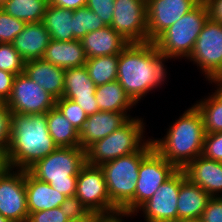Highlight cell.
Listing matches in <instances>:
<instances>
[{
    "mask_svg": "<svg viewBox=\"0 0 222 222\" xmlns=\"http://www.w3.org/2000/svg\"><path fill=\"white\" fill-rule=\"evenodd\" d=\"M167 60L154 42L129 43L119 54L117 81L137 104L149 91L164 84Z\"/></svg>",
    "mask_w": 222,
    "mask_h": 222,
    "instance_id": "obj_1",
    "label": "cell"
},
{
    "mask_svg": "<svg viewBox=\"0 0 222 222\" xmlns=\"http://www.w3.org/2000/svg\"><path fill=\"white\" fill-rule=\"evenodd\" d=\"M8 155L13 169L28 170L57 146L49 134L46 113L12 114Z\"/></svg>",
    "mask_w": 222,
    "mask_h": 222,
    "instance_id": "obj_2",
    "label": "cell"
},
{
    "mask_svg": "<svg viewBox=\"0 0 222 222\" xmlns=\"http://www.w3.org/2000/svg\"><path fill=\"white\" fill-rule=\"evenodd\" d=\"M162 139H152L154 149L177 169L202 155L205 129L201 112L195 105L185 110Z\"/></svg>",
    "mask_w": 222,
    "mask_h": 222,
    "instance_id": "obj_3",
    "label": "cell"
},
{
    "mask_svg": "<svg viewBox=\"0 0 222 222\" xmlns=\"http://www.w3.org/2000/svg\"><path fill=\"white\" fill-rule=\"evenodd\" d=\"M85 164L86 150L80 146L57 147L27 171L39 181L49 183L53 189L72 197L76 193L78 174Z\"/></svg>",
    "mask_w": 222,
    "mask_h": 222,
    "instance_id": "obj_4",
    "label": "cell"
},
{
    "mask_svg": "<svg viewBox=\"0 0 222 222\" xmlns=\"http://www.w3.org/2000/svg\"><path fill=\"white\" fill-rule=\"evenodd\" d=\"M154 148L152 139L137 152L100 165L107 185L110 201L118 211L134 214V196L139 166Z\"/></svg>",
    "mask_w": 222,
    "mask_h": 222,
    "instance_id": "obj_5",
    "label": "cell"
},
{
    "mask_svg": "<svg viewBox=\"0 0 222 222\" xmlns=\"http://www.w3.org/2000/svg\"><path fill=\"white\" fill-rule=\"evenodd\" d=\"M208 18V6L201 0L154 41L158 51L167 61L180 57L188 59Z\"/></svg>",
    "mask_w": 222,
    "mask_h": 222,
    "instance_id": "obj_6",
    "label": "cell"
},
{
    "mask_svg": "<svg viewBox=\"0 0 222 222\" xmlns=\"http://www.w3.org/2000/svg\"><path fill=\"white\" fill-rule=\"evenodd\" d=\"M144 126L141 118L132 117L122 127L90 145L86 149V163L100 166L139 151L149 141V138L143 139Z\"/></svg>",
    "mask_w": 222,
    "mask_h": 222,
    "instance_id": "obj_7",
    "label": "cell"
},
{
    "mask_svg": "<svg viewBox=\"0 0 222 222\" xmlns=\"http://www.w3.org/2000/svg\"><path fill=\"white\" fill-rule=\"evenodd\" d=\"M188 59L199 66L206 80L222 76V23L208 18Z\"/></svg>",
    "mask_w": 222,
    "mask_h": 222,
    "instance_id": "obj_8",
    "label": "cell"
},
{
    "mask_svg": "<svg viewBox=\"0 0 222 222\" xmlns=\"http://www.w3.org/2000/svg\"><path fill=\"white\" fill-rule=\"evenodd\" d=\"M6 105L12 114H42L55 107L56 99L23 72L15 76Z\"/></svg>",
    "mask_w": 222,
    "mask_h": 222,
    "instance_id": "obj_9",
    "label": "cell"
},
{
    "mask_svg": "<svg viewBox=\"0 0 222 222\" xmlns=\"http://www.w3.org/2000/svg\"><path fill=\"white\" fill-rule=\"evenodd\" d=\"M75 196L94 215L118 211L111 203L106 181L100 166L85 164L77 178Z\"/></svg>",
    "mask_w": 222,
    "mask_h": 222,
    "instance_id": "obj_10",
    "label": "cell"
},
{
    "mask_svg": "<svg viewBox=\"0 0 222 222\" xmlns=\"http://www.w3.org/2000/svg\"><path fill=\"white\" fill-rule=\"evenodd\" d=\"M110 26L129 43L148 42L146 0H115Z\"/></svg>",
    "mask_w": 222,
    "mask_h": 222,
    "instance_id": "obj_11",
    "label": "cell"
},
{
    "mask_svg": "<svg viewBox=\"0 0 222 222\" xmlns=\"http://www.w3.org/2000/svg\"><path fill=\"white\" fill-rule=\"evenodd\" d=\"M177 170L154 148L142 159L134 196V214L143 203L153 196L160 185Z\"/></svg>",
    "mask_w": 222,
    "mask_h": 222,
    "instance_id": "obj_12",
    "label": "cell"
},
{
    "mask_svg": "<svg viewBox=\"0 0 222 222\" xmlns=\"http://www.w3.org/2000/svg\"><path fill=\"white\" fill-rule=\"evenodd\" d=\"M180 186L181 169H178L136 210V214L142 211L146 222L178 221L177 200Z\"/></svg>",
    "mask_w": 222,
    "mask_h": 222,
    "instance_id": "obj_13",
    "label": "cell"
},
{
    "mask_svg": "<svg viewBox=\"0 0 222 222\" xmlns=\"http://www.w3.org/2000/svg\"><path fill=\"white\" fill-rule=\"evenodd\" d=\"M13 170L0 178V214L11 222H27L25 170Z\"/></svg>",
    "mask_w": 222,
    "mask_h": 222,
    "instance_id": "obj_14",
    "label": "cell"
},
{
    "mask_svg": "<svg viewBox=\"0 0 222 222\" xmlns=\"http://www.w3.org/2000/svg\"><path fill=\"white\" fill-rule=\"evenodd\" d=\"M201 0H146L148 41L154 42L163 32L192 10Z\"/></svg>",
    "mask_w": 222,
    "mask_h": 222,
    "instance_id": "obj_15",
    "label": "cell"
},
{
    "mask_svg": "<svg viewBox=\"0 0 222 222\" xmlns=\"http://www.w3.org/2000/svg\"><path fill=\"white\" fill-rule=\"evenodd\" d=\"M95 91L96 86L85 65L65 69L63 98L76 102L87 116L99 112Z\"/></svg>",
    "mask_w": 222,
    "mask_h": 222,
    "instance_id": "obj_16",
    "label": "cell"
},
{
    "mask_svg": "<svg viewBox=\"0 0 222 222\" xmlns=\"http://www.w3.org/2000/svg\"><path fill=\"white\" fill-rule=\"evenodd\" d=\"M131 118L127 113L118 112L99 111L89 115L79 132L80 147L86 150L94 142L125 125Z\"/></svg>",
    "mask_w": 222,
    "mask_h": 222,
    "instance_id": "obj_17",
    "label": "cell"
},
{
    "mask_svg": "<svg viewBox=\"0 0 222 222\" xmlns=\"http://www.w3.org/2000/svg\"><path fill=\"white\" fill-rule=\"evenodd\" d=\"M186 178L211 197H222V162L198 156L183 169Z\"/></svg>",
    "mask_w": 222,
    "mask_h": 222,
    "instance_id": "obj_18",
    "label": "cell"
},
{
    "mask_svg": "<svg viewBox=\"0 0 222 222\" xmlns=\"http://www.w3.org/2000/svg\"><path fill=\"white\" fill-rule=\"evenodd\" d=\"M24 73L56 100L63 97L64 68L39 58L25 61Z\"/></svg>",
    "mask_w": 222,
    "mask_h": 222,
    "instance_id": "obj_19",
    "label": "cell"
},
{
    "mask_svg": "<svg viewBox=\"0 0 222 222\" xmlns=\"http://www.w3.org/2000/svg\"><path fill=\"white\" fill-rule=\"evenodd\" d=\"M80 41L87 59L98 56L119 55L129 44L111 26L89 32Z\"/></svg>",
    "mask_w": 222,
    "mask_h": 222,
    "instance_id": "obj_20",
    "label": "cell"
},
{
    "mask_svg": "<svg viewBox=\"0 0 222 222\" xmlns=\"http://www.w3.org/2000/svg\"><path fill=\"white\" fill-rule=\"evenodd\" d=\"M51 41L43 22L28 23L12 42L15 50L25 60L42 58Z\"/></svg>",
    "mask_w": 222,
    "mask_h": 222,
    "instance_id": "obj_21",
    "label": "cell"
},
{
    "mask_svg": "<svg viewBox=\"0 0 222 222\" xmlns=\"http://www.w3.org/2000/svg\"><path fill=\"white\" fill-rule=\"evenodd\" d=\"M25 188L29 214L60 207L66 195L53 189L49 183L39 181L25 170Z\"/></svg>",
    "mask_w": 222,
    "mask_h": 222,
    "instance_id": "obj_22",
    "label": "cell"
},
{
    "mask_svg": "<svg viewBox=\"0 0 222 222\" xmlns=\"http://www.w3.org/2000/svg\"><path fill=\"white\" fill-rule=\"evenodd\" d=\"M211 196L191 183L181 169V186L177 200L178 220H199Z\"/></svg>",
    "mask_w": 222,
    "mask_h": 222,
    "instance_id": "obj_23",
    "label": "cell"
},
{
    "mask_svg": "<svg viewBox=\"0 0 222 222\" xmlns=\"http://www.w3.org/2000/svg\"><path fill=\"white\" fill-rule=\"evenodd\" d=\"M42 58L64 69L84 66L87 61L80 40L64 42L51 39Z\"/></svg>",
    "mask_w": 222,
    "mask_h": 222,
    "instance_id": "obj_24",
    "label": "cell"
},
{
    "mask_svg": "<svg viewBox=\"0 0 222 222\" xmlns=\"http://www.w3.org/2000/svg\"><path fill=\"white\" fill-rule=\"evenodd\" d=\"M96 101L99 111L127 113L136 105L116 80L96 87Z\"/></svg>",
    "mask_w": 222,
    "mask_h": 222,
    "instance_id": "obj_25",
    "label": "cell"
},
{
    "mask_svg": "<svg viewBox=\"0 0 222 222\" xmlns=\"http://www.w3.org/2000/svg\"><path fill=\"white\" fill-rule=\"evenodd\" d=\"M72 16V10L48 4L42 22L51 39L64 42L73 40Z\"/></svg>",
    "mask_w": 222,
    "mask_h": 222,
    "instance_id": "obj_26",
    "label": "cell"
},
{
    "mask_svg": "<svg viewBox=\"0 0 222 222\" xmlns=\"http://www.w3.org/2000/svg\"><path fill=\"white\" fill-rule=\"evenodd\" d=\"M47 127L57 147L80 146L79 131L63 116L55 106L46 113Z\"/></svg>",
    "mask_w": 222,
    "mask_h": 222,
    "instance_id": "obj_27",
    "label": "cell"
},
{
    "mask_svg": "<svg viewBox=\"0 0 222 222\" xmlns=\"http://www.w3.org/2000/svg\"><path fill=\"white\" fill-rule=\"evenodd\" d=\"M49 0H8L1 8L26 24L41 22Z\"/></svg>",
    "mask_w": 222,
    "mask_h": 222,
    "instance_id": "obj_28",
    "label": "cell"
},
{
    "mask_svg": "<svg viewBox=\"0 0 222 222\" xmlns=\"http://www.w3.org/2000/svg\"><path fill=\"white\" fill-rule=\"evenodd\" d=\"M119 55L88 58L85 67L95 86L117 80Z\"/></svg>",
    "mask_w": 222,
    "mask_h": 222,
    "instance_id": "obj_29",
    "label": "cell"
},
{
    "mask_svg": "<svg viewBox=\"0 0 222 222\" xmlns=\"http://www.w3.org/2000/svg\"><path fill=\"white\" fill-rule=\"evenodd\" d=\"M194 105L203 117L205 133L222 132V101L214 93Z\"/></svg>",
    "mask_w": 222,
    "mask_h": 222,
    "instance_id": "obj_30",
    "label": "cell"
},
{
    "mask_svg": "<svg viewBox=\"0 0 222 222\" xmlns=\"http://www.w3.org/2000/svg\"><path fill=\"white\" fill-rule=\"evenodd\" d=\"M72 21L73 40H81L89 32L106 27L103 20L87 6L75 9Z\"/></svg>",
    "mask_w": 222,
    "mask_h": 222,
    "instance_id": "obj_31",
    "label": "cell"
},
{
    "mask_svg": "<svg viewBox=\"0 0 222 222\" xmlns=\"http://www.w3.org/2000/svg\"><path fill=\"white\" fill-rule=\"evenodd\" d=\"M24 66L25 60L12 43H0V70L18 75L24 72Z\"/></svg>",
    "mask_w": 222,
    "mask_h": 222,
    "instance_id": "obj_32",
    "label": "cell"
},
{
    "mask_svg": "<svg viewBox=\"0 0 222 222\" xmlns=\"http://www.w3.org/2000/svg\"><path fill=\"white\" fill-rule=\"evenodd\" d=\"M55 106L73 127L80 132L88 117L85 111L73 100L63 97L56 100Z\"/></svg>",
    "mask_w": 222,
    "mask_h": 222,
    "instance_id": "obj_33",
    "label": "cell"
},
{
    "mask_svg": "<svg viewBox=\"0 0 222 222\" xmlns=\"http://www.w3.org/2000/svg\"><path fill=\"white\" fill-rule=\"evenodd\" d=\"M26 23L8 15L0 7V43H12Z\"/></svg>",
    "mask_w": 222,
    "mask_h": 222,
    "instance_id": "obj_34",
    "label": "cell"
},
{
    "mask_svg": "<svg viewBox=\"0 0 222 222\" xmlns=\"http://www.w3.org/2000/svg\"><path fill=\"white\" fill-rule=\"evenodd\" d=\"M60 208L70 221L90 222L94 215L76 196L67 197Z\"/></svg>",
    "mask_w": 222,
    "mask_h": 222,
    "instance_id": "obj_35",
    "label": "cell"
},
{
    "mask_svg": "<svg viewBox=\"0 0 222 222\" xmlns=\"http://www.w3.org/2000/svg\"><path fill=\"white\" fill-rule=\"evenodd\" d=\"M202 156L222 162V132L205 134Z\"/></svg>",
    "mask_w": 222,
    "mask_h": 222,
    "instance_id": "obj_36",
    "label": "cell"
},
{
    "mask_svg": "<svg viewBox=\"0 0 222 222\" xmlns=\"http://www.w3.org/2000/svg\"><path fill=\"white\" fill-rule=\"evenodd\" d=\"M12 113L6 102L0 101V149L7 150L11 140Z\"/></svg>",
    "mask_w": 222,
    "mask_h": 222,
    "instance_id": "obj_37",
    "label": "cell"
},
{
    "mask_svg": "<svg viewBox=\"0 0 222 222\" xmlns=\"http://www.w3.org/2000/svg\"><path fill=\"white\" fill-rule=\"evenodd\" d=\"M115 0H87L86 6L97 14L106 26L113 20Z\"/></svg>",
    "mask_w": 222,
    "mask_h": 222,
    "instance_id": "obj_38",
    "label": "cell"
},
{
    "mask_svg": "<svg viewBox=\"0 0 222 222\" xmlns=\"http://www.w3.org/2000/svg\"><path fill=\"white\" fill-rule=\"evenodd\" d=\"M70 220L65 216V213L60 207L52 208L50 210H43L32 212L29 214L27 222H69Z\"/></svg>",
    "mask_w": 222,
    "mask_h": 222,
    "instance_id": "obj_39",
    "label": "cell"
},
{
    "mask_svg": "<svg viewBox=\"0 0 222 222\" xmlns=\"http://www.w3.org/2000/svg\"><path fill=\"white\" fill-rule=\"evenodd\" d=\"M200 222H222V197H211L204 209Z\"/></svg>",
    "mask_w": 222,
    "mask_h": 222,
    "instance_id": "obj_40",
    "label": "cell"
},
{
    "mask_svg": "<svg viewBox=\"0 0 222 222\" xmlns=\"http://www.w3.org/2000/svg\"><path fill=\"white\" fill-rule=\"evenodd\" d=\"M16 74L0 70V101L7 102L10 97Z\"/></svg>",
    "mask_w": 222,
    "mask_h": 222,
    "instance_id": "obj_41",
    "label": "cell"
},
{
    "mask_svg": "<svg viewBox=\"0 0 222 222\" xmlns=\"http://www.w3.org/2000/svg\"><path fill=\"white\" fill-rule=\"evenodd\" d=\"M133 213L125 212V211H116L109 214H98L93 215L90 222H122L123 217H131ZM120 216V217H119ZM123 216V217H122Z\"/></svg>",
    "mask_w": 222,
    "mask_h": 222,
    "instance_id": "obj_42",
    "label": "cell"
},
{
    "mask_svg": "<svg viewBox=\"0 0 222 222\" xmlns=\"http://www.w3.org/2000/svg\"><path fill=\"white\" fill-rule=\"evenodd\" d=\"M208 6L209 18L222 23V0H204Z\"/></svg>",
    "mask_w": 222,
    "mask_h": 222,
    "instance_id": "obj_43",
    "label": "cell"
},
{
    "mask_svg": "<svg viewBox=\"0 0 222 222\" xmlns=\"http://www.w3.org/2000/svg\"><path fill=\"white\" fill-rule=\"evenodd\" d=\"M49 4L74 11L86 6L87 0H49Z\"/></svg>",
    "mask_w": 222,
    "mask_h": 222,
    "instance_id": "obj_44",
    "label": "cell"
},
{
    "mask_svg": "<svg viewBox=\"0 0 222 222\" xmlns=\"http://www.w3.org/2000/svg\"><path fill=\"white\" fill-rule=\"evenodd\" d=\"M11 169L8 151L0 149V178Z\"/></svg>",
    "mask_w": 222,
    "mask_h": 222,
    "instance_id": "obj_45",
    "label": "cell"
},
{
    "mask_svg": "<svg viewBox=\"0 0 222 222\" xmlns=\"http://www.w3.org/2000/svg\"><path fill=\"white\" fill-rule=\"evenodd\" d=\"M208 81H210L211 84L213 82L218 86L214 94L222 101V76L213 77L208 79Z\"/></svg>",
    "mask_w": 222,
    "mask_h": 222,
    "instance_id": "obj_46",
    "label": "cell"
},
{
    "mask_svg": "<svg viewBox=\"0 0 222 222\" xmlns=\"http://www.w3.org/2000/svg\"><path fill=\"white\" fill-rule=\"evenodd\" d=\"M0 222H11L6 217H4L2 214H0Z\"/></svg>",
    "mask_w": 222,
    "mask_h": 222,
    "instance_id": "obj_47",
    "label": "cell"
},
{
    "mask_svg": "<svg viewBox=\"0 0 222 222\" xmlns=\"http://www.w3.org/2000/svg\"><path fill=\"white\" fill-rule=\"evenodd\" d=\"M175 222H200L199 220H178Z\"/></svg>",
    "mask_w": 222,
    "mask_h": 222,
    "instance_id": "obj_48",
    "label": "cell"
},
{
    "mask_svg": "<svg viewBox=\"0 0 222 222\" xmlns=\"http://www.w3.org/2000/svg\"><path fill=\"white\" fill-rule=\"evenodd\" d=\"M8 0H0V7L4 5Z\"/></svg>",
    "mask_w": 222,
    "mask_h": 222,
    "instance_id": "obj_49",
    "label": "cell"
}]
</instances>
